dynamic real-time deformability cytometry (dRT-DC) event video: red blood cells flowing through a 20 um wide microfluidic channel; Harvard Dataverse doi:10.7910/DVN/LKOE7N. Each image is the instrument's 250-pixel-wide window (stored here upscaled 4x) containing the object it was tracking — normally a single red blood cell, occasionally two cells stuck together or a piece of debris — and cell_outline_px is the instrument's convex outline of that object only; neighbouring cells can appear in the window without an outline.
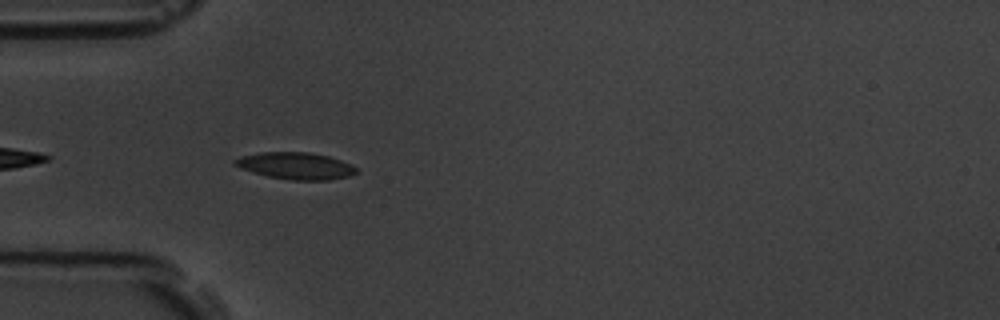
{"species": "common noctule bat (a hibernating species)", "species_latin": "Nyctalus noctula", "temperature_condition": "room temperature", "stored_images_in_passage": 6, "camera_frame_rate_fps": 3000, "um_per_image_px": 0.085, "animal": {"sex": "male", "body_mass_g": 19.5, "forearm_length_mm": 54.6}, "frame": {"image": 1, "passage_image": 5, "time_ms": 5.333, "image_size_px": [1000, 320], "cell_outline_px": [[356, 172], [348, 176], [328, 180], [292, 180], [268, 176], [240, 168], [232, 164], [232, 160], [240, 156], [260, 152], [308, 152], [328, 156], [352, 164], [356, 168]], "centroid_in_image_um": [25.09, 14.08], "position_along_channel_um": 59.9, "area_um2": 18.96}}
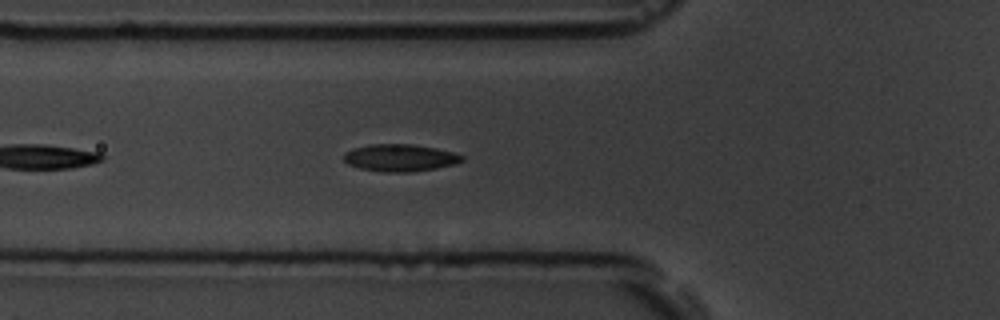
{"frame": {"image": 2, "passage_image": 6, "time_ms": 6.333, "image_size_px": [1000, 320], "cell_outline_px": [[464, 160], [456, 164], [436, 168], [412, 172], [384, 172], [360, 168], [348, 164], [344, 160], [344, 152], [352, 148], [368, 144], [412, 144], [436, 148], [452, 152], [464, 156]], "centroid_in_image_um": [34.0, 13.41], "position_along_channel_um": 91.8, "area_um2": 18.84}}